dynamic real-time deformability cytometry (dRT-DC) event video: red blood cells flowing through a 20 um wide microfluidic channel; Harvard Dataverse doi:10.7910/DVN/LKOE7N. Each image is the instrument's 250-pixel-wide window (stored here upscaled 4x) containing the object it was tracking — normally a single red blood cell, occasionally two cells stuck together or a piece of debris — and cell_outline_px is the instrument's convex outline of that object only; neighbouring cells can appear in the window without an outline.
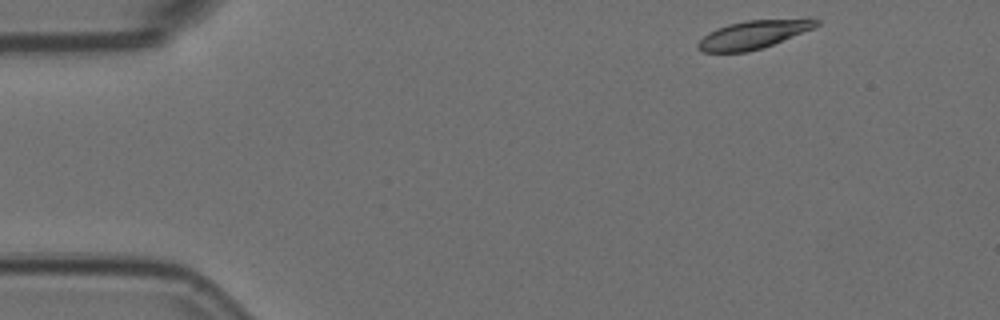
{"species": "Egyptian fruit bat (a non-hibernating species)", "species_latin": "Rousettus aegyptiacus", "temperature_condition": "room temperature", "stored_images_in_passage": 4, "camera_frame_rate_fps": 3000, "um_per_image_px": 0.085, "animal": {"sex": "female"}, "frame": {"image": 1, "passage_image": 1, "time_ms": 0.0, "image_size_px": [1000, 320], "cell_outline_px": [[820, 24], [812, 28], [772, 44], [748, 52], [704, 52], [696, 48], [696, 44], [708, 32], [716, 28], [728, 24], [748, 20], [808, 16], [816, 16], [820, 20]], "centroid_in_image_um": [64.11, 2.88], "position_along_channel_um": 20.9, "area_um2": 19.94}}
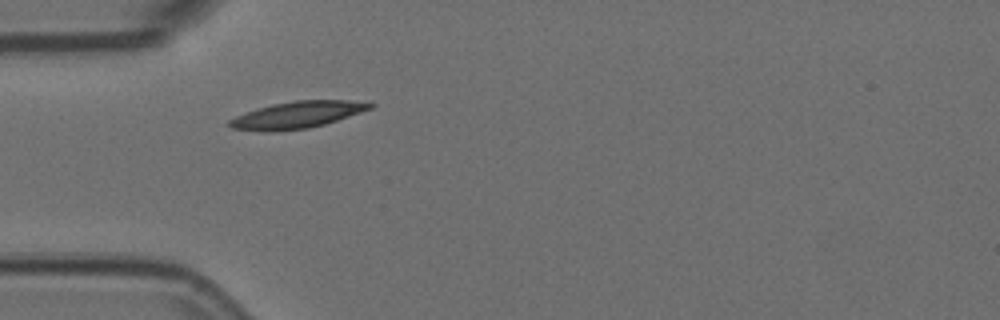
{"frame": {"image": 2, "passage_image": 3, "time_ms": 0.667, "image_size_px": [1000, 320], "cell_outline_px": [[376, 104], [372, 108], [324, 124], [308, 128], [272, 132], [268, 132], [232, 128], [228, 124], [228, 120], [236, 116], [256, 108], [272, 104], [296, 100], [348, 100]], "centroid_in_image_um": [25.22, 9.76], "position_along_channel_um": 59.8, "area_um2": 21.79}}
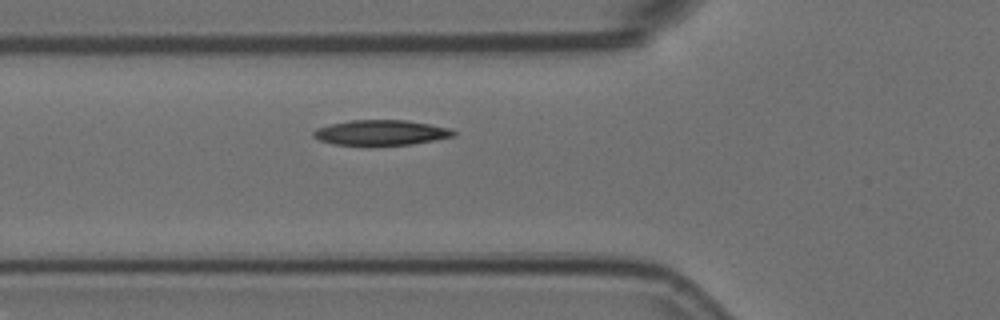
{"frame": {"image": 3, "passage_image": 4, "time_ms": 1.0, "image_size_px": [1000, 320], "cell_outline_px": [[456, 136], [412, 144], [332, 144], [320, 140], [312, 136], [312, 132], [316, 128], [328, 124], [352, 120], [408, 120], [452, 128], [456, 132]], "centroid_in_image_um": [32.4, 11.25], "position_along_channel_um": 93.4, "area_um2": 20.46}}